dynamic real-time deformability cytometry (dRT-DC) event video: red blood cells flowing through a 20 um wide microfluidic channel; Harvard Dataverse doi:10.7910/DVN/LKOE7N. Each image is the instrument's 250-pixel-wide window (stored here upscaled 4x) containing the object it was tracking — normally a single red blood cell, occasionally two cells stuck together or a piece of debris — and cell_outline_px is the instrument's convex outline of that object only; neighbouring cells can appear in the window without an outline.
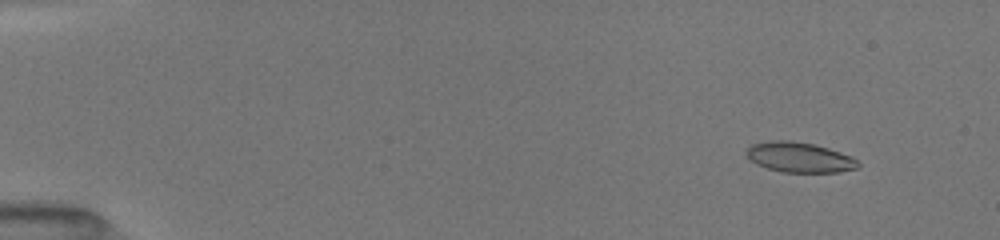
{"species": "common noctule bat (a hibernating species)", "species_latin": "Nyctalus noctula", "temperature_condition": "room temperature", "stored_images_in_passage": 14, "camera_frame_rate_fps": 3000, "um_per_image_px": 0.085, "animal": {"sex": "female", "body_mass_g": 19.5, "forearm_length_mm": 54.1}, "frame": {"image": 1, "passage_image": 6, "time_ms": 1.667, "image_size_px": [1000, 240], "cell_outline_px": [[860, 164], [856, 168], [836, 172], [784, 172], [768, 168], [756, 164], [748, 156], [748, 148], [752, 144], [768, 140], [788, 140], [816, 144], [852, 156]], "centroid_in_image_um": [67.97, 13.36], "position_along_channel_um": 17.0, "area_um2": 19.42}}
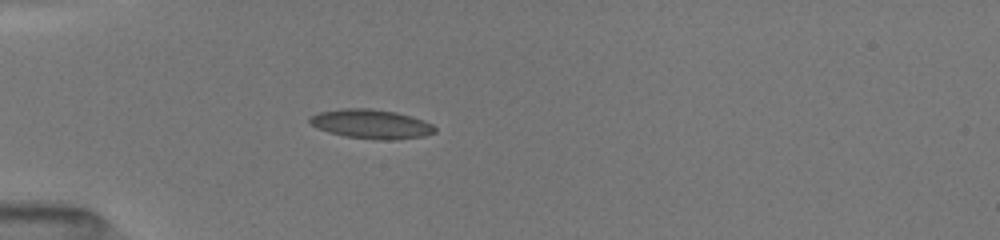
{"frame": {"image": 2, "passage_image": 12, "time_ms": 5.333, "image_size_px": [1000, 240], "cell_outline_px": [[436, 132], [424, 136], [392, 140], [376, 140], [344, 136], [328, 132], [316, 128], [308, 120], [312, 116], [320, 112], [344, 108], [372, 108], [396, 112], [412, 116], [424, 120], [432, 124], [436, 128]], "centroid_in_image_um": [31.58, 10.54], "position_along_channel_um": 53.4, "area_um2": 21.44}}
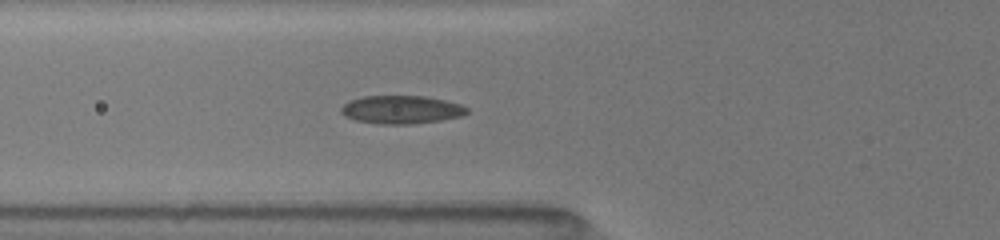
{"frame": {"image": 3, "passage_image": 14, "time_ms": 6.667, "image_size_px": [1000, 240], "cell_outline_px": [[468, 112], [460, 116], [440, 120], [412, 124], [380, 124], [356, 120], [344, 116], [340, 112], [340, 108], [344, 104], [352, 100], [364, 96], [424, 96], [444, 100], [460, 104], [468, 108]], "centroid_in_image_um": [34.1, 9.32], "position_along_channel_um": 91.7, "area_um2": 20.52}}